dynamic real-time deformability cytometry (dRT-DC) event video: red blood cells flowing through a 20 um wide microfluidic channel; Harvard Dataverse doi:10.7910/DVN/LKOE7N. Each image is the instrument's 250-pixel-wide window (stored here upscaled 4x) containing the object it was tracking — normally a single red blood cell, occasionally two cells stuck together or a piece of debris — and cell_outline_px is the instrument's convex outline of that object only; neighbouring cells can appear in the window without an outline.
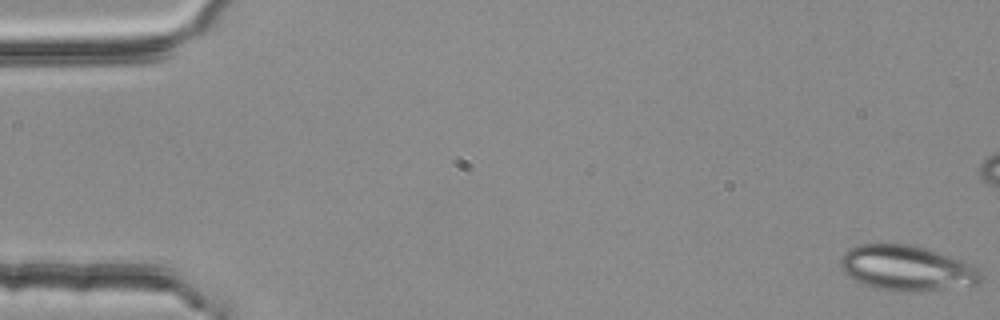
{"species": "common noctule bat (a hibernating species)", "species_latin": "Nyctalus noctula", "temperature_condition": "room temperature", "stored_images_in_passage": 5, "camera_frame_rate_fps": 3000, "um_per_image_px": 0.085, "animal": {"sex": "female", "body_mass_g": 25.1}, "frame": {"image": 1, "passage_image": 1, "time_ms": 0.0, "image_size_px": [1000, 320], "cell_outline_px": [[984, 276], [980, 284], [908, 292], [904, 292], [876, 288], [864, 284], [848, 276], [844, 272], [840, 264], [840, 260], [844, 252], [848, 248], [856, 244], [912, 244], [928, 248], [972, 264], [980, 268]], "centroid_in_image_um": [77.1, 22.77], "position_along_channel_um": 7.9, "area_um2": 37.22}}